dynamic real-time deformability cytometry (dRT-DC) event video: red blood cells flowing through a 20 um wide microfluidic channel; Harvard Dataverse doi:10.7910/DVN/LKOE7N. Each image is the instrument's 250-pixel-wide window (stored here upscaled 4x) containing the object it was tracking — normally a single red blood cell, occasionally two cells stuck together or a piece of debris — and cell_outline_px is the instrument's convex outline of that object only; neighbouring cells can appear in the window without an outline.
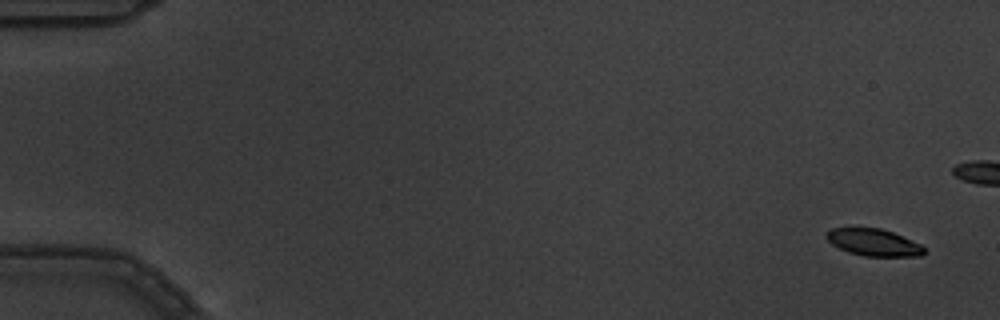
{"species": "common noctule bat (a hibernating species)", "species_latin": "Nyctalus noctula", "temperature_condition": "warm", "stored_images_in_passage": 8, "camera_frame_rate_fps": 3000, "um_per_image_px": 0.085, "animal": {"sex": "male", "body_mass_g": 19.5, "forearm_length_mm": 54.6}, "frame": {"image": 1, "passage_image": 1, "time_ms": 0.0, "image_size_px": [1000, 320], "cell_outline_px": [[928, 252], [920, 256], [864, 256], [848, 252], [832, 244], [824, 236], [832, 228], [880, 228], [892, 232], [920, 244]], "centroid_in_image_um": [74.27, 20.61], "position_along_channel_um": 10.7, "area_um2": 15.26}}